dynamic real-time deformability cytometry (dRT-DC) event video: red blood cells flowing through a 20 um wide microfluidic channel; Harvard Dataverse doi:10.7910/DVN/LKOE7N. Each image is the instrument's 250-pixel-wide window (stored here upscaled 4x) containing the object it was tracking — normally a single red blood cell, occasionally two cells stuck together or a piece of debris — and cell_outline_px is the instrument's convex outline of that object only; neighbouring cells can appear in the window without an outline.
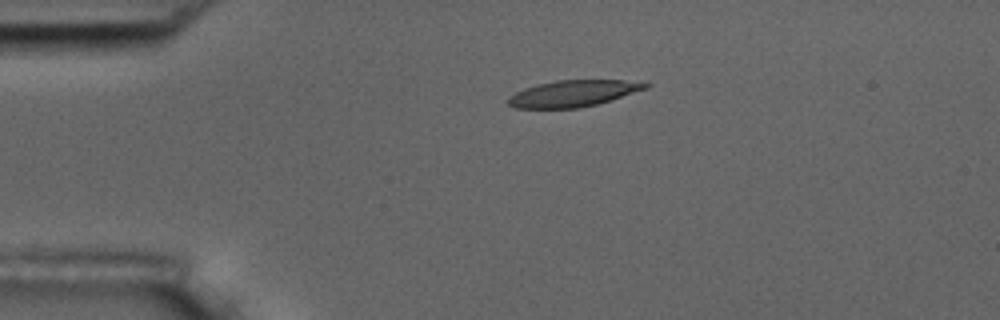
{"species": "common noctule bat (a hibernating species)", "species_latin": "Nyctalus noctula", "temperature_condition": "room temperature", "stored_images_in_passage": 2, "camera_frame_rate_fps": 3000, "um_per_image_px": 0.085, "animal": {"sex": "male", "body_mass_g": 17.5, "forearm_length_mm": 52.3}, "frame": {"image": 1, "passage_image": 1, "time_ms": 0.0, "image_size_px": [1000, 320], "cell_outline_px": [[652, 84], [648, 88], [612, 100], [580, 108], [516, 108], [508, 104], [508, 96], [524, 88], [556, 80], [624, 80]], "centroid_in_image_um": [48.73, 7.94], "position_along_channel_um": 36.3, "area_um2": 21.1}}